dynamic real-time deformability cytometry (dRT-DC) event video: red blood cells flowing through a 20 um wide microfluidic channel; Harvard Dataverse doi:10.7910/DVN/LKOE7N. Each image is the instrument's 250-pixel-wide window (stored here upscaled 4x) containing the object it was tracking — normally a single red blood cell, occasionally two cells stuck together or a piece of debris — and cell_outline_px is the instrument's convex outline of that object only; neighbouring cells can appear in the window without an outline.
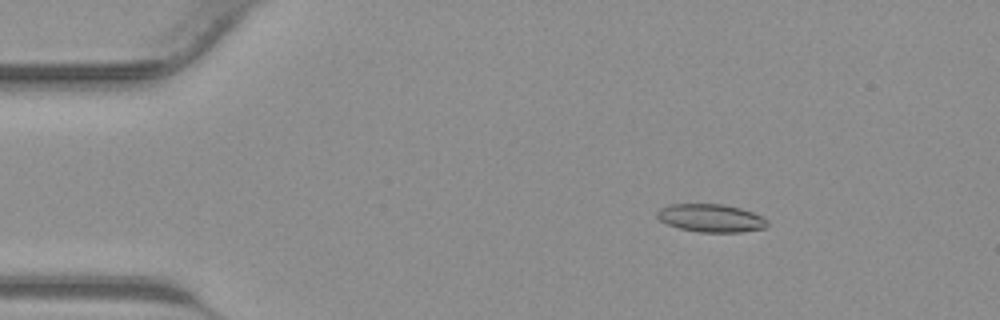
{"species": "common noctule bat (a hibernating species)", "species_latin": "Nyctalus noctula", "temperature_condition": "warm", "stored_images_in_passage": 42, "camera_frame_rate_fps": 3000, "um_per_image_px": 0.085, "animal": {"sex": "male", "body_mass_g": 23.1, "forearm_length_mm": 52.7}, "frame": {"image": 1, "passage_image": 6, "time_ms": 1.667, "image_size_px": [1000, 320], "cell_outline_px": [[768, 224], [764, 228], [740, 232], [700, 232], [680, 228], [668, 224], [660, 220], [656, 216], [656, 212], [660, 208], [668, 204], [724, 204], [740, 208], [752, 212], [768, 220]], "centroid_in_image_um": [60.41, 18.53], "position_along_channel_um": 24.6, "area_um2": 17.92}}
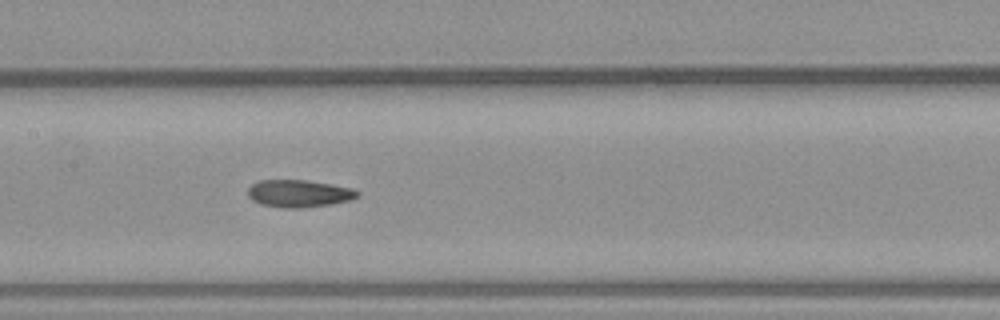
{"frame": {"image": 2, "passage_image": 20, "time_ms": 6.333, "image_size_px": [1000, 320], "cell_outline_px": [[360, 196], [352, 200], [332, 204], [300, 208], [284, 208], [260, 204], [252, 200], [248, 196], [248, 188], [252, 184], [260, 180], [308, 180], [332, 184], [352, 188], [360, 192]], "centroid_in_image_um": [25.44, 16.45], "position_along_channel_um": 182.0, "area_um2": 17.69}}
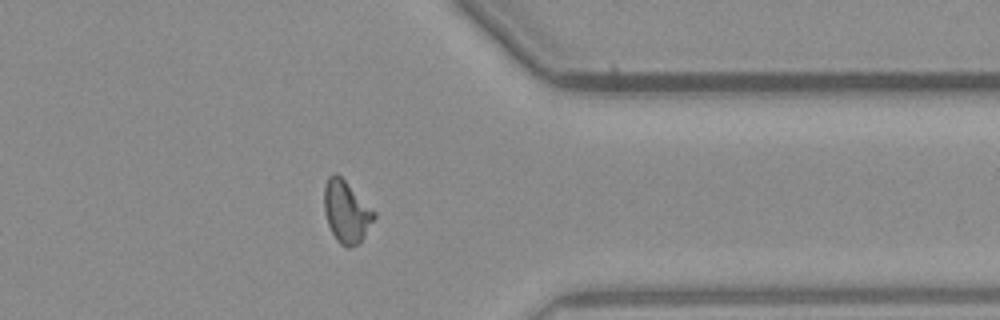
{"frame": {"image": 3, "passage_image": 33, "time_ms": 10.667, "image_size_px": [1000, 320], "cell_outline_px": [[376, 216], [360, 244], [348, 248], [340, 244], [336, 240], [328, 224], [324, 212], [324, 184], [328, 176], [332, 172], [336, 172], [376, 212]], "centroid_in_image_um": [29.43, 18.0], "position_along_channel_um": 382.0, "area_um2": 18.15}}